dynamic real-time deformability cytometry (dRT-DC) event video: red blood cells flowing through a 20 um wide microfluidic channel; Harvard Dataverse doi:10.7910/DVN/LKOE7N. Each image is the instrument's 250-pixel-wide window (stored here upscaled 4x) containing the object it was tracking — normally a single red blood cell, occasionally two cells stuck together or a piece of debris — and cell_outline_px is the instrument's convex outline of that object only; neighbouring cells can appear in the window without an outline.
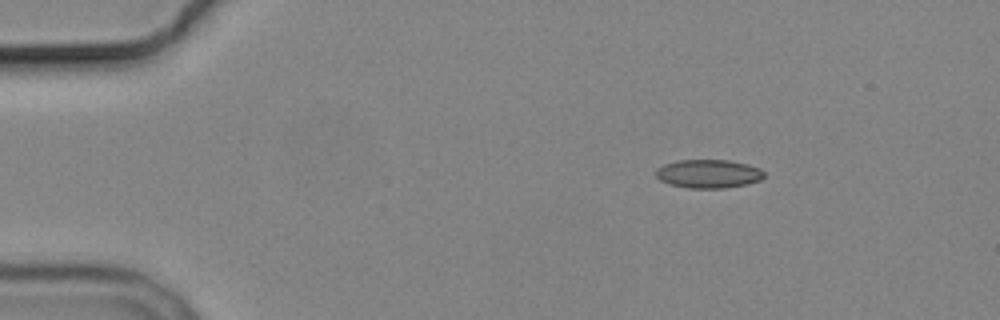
{"species": "common noctule bat (a hibernating species)", "species_latin": "Nyctalus noctula", "temperature_condition": "cold", "stored_images_in_passage": 6, "camera_frame_rate_fps": 3000, "um_per_image_px": 0.085, "animal": {"sex": "male", "body_mass_g": 19.2, "forearm_length_mm": 51.8}, "frame": {"image": 1, "passage_image": 1, "time_ms": 0.0, "image_size_px": [1000, 320], "cell_outline_px": [[764, 176], [760, 180], [748, 184], [724, 188], [688, 188], [672, 184], [660, 180], [656, 176], [656, 168], [664, 164], [680, 160], [728, 160], [748, 164], [760, 168], [764, 172]], "centroid_in_image_um": [60.24, 14.77], "position_along_channel_um": 24.8, "area_um2": 17.98}}
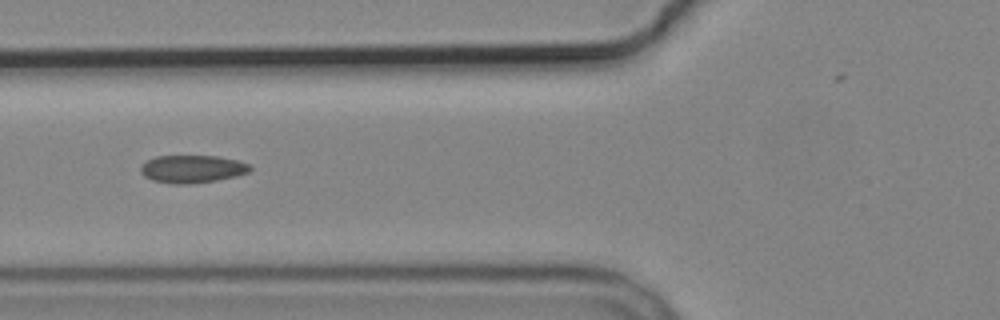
{"frame": {"image": 2, "passage_image": 4, "time_ms": 4.333, "image_size_px": [1000, 320], "cell_outline_px": [[252, 168], [248, 172], [236, 176], [216, 180], [192, 184], [172, 184], [152, 180], [144, 176], [140, 172], [140, 168], [148, 160], [156, 156], [216, 156], [236, 160], [248, 164]], "centroid_in_image_um": [16.32, 14.37], "position_along_channel_um": 109.5, "area_um2": 17.57}}
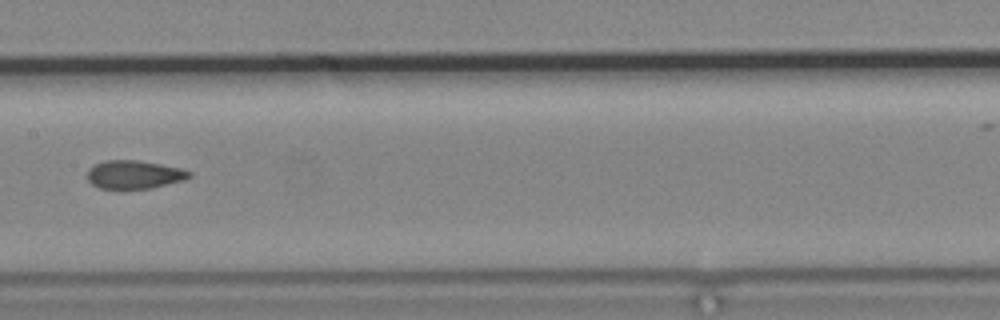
{"frame": {"image": 3, "passage_image": 6, "time_ms": 6.667, "image_size_px": [1000, 320], "cell_outline_px": [[192, 176], [184, 180], [152, 188], [100, 188], [92, 184], [88, 180], [88, 168], [104, 160], [140, 160], [180, 168], [192, 172]], "centroid_in_image_um": [11.42, 14.83], "position_along_channel_um": 196.0, "area_um2": 16.76}}